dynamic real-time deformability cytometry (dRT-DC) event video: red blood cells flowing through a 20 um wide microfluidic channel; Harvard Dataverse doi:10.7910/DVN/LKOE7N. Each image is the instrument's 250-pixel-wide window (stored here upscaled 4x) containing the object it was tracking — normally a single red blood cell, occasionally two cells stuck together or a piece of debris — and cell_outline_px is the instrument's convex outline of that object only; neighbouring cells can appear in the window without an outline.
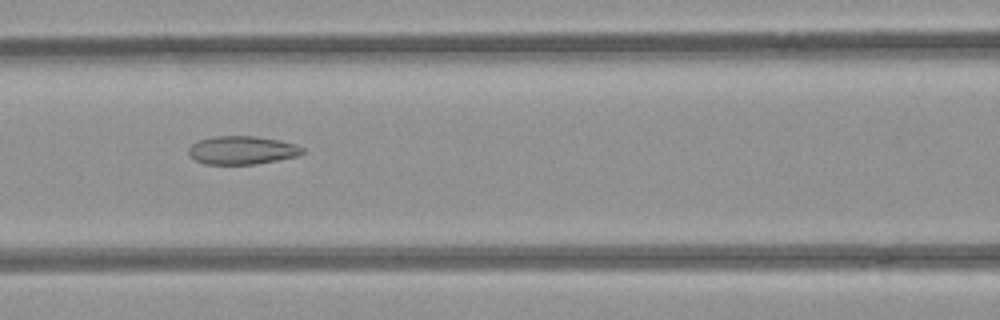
{"species": "common noctule bat (a hibernating species)", "species_latin": "Nyctalus noctula", "temperature_condition": "room temperature", "stored_images_in_passage": 47, "camera_frame_rate_fps": 3000, "um_per_image_px": 0.085, "animal": {"sex": "female", "body_mass_g": 21.9}, "frame": {"image": 1, "passage_image": 22, "time_ms": 7.0, "image_size_px": [1000, 320], "cell_outline_px": [[304, 152], [296, 156], [256, 164], [204, 164], [196, 160], [188, 152], [188, 148], [192, 144], [200, 140], [216, 136], [256, 136], [280, 140], [296, 144], [304, 148]], "centroid_in_image_um": [20.59, 12.76], "position_along_channel_um": 146.0, "area_um2": 18.67}}
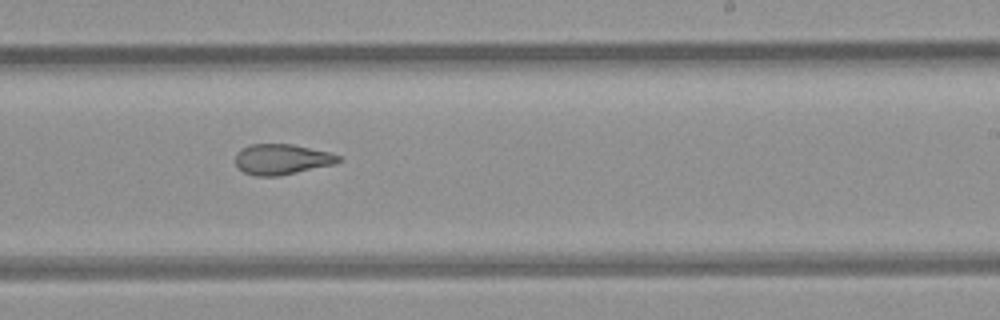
{"frame": {"image": 2, "passage_image": 31, "time_ms": 10.0, "image_size_px": [1000, 320], "cell_outline_px": [[344, 160], [332, 164], [280, 176], [256, 176], [244, 172], [236, 164], [236, 156], [248, 144], [292, 144], [328, 152], [340, 156]], "centroid_in_image_um": [23.97, 13.54], "position_along_channel_um": 265.0, "area_um2": 18.03}}
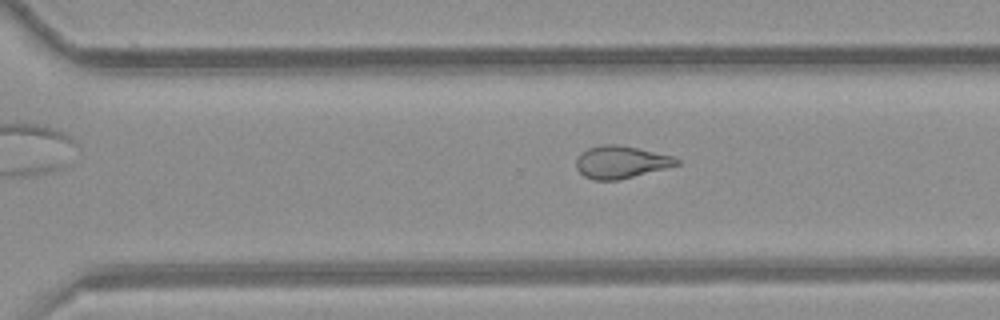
{"frame": {"image": 3, "passage_image": 35, "time_ms": 11.333, "image_size_px": [1000, 320], "cell_outline_px": [[680, 164], [616, 180], [592, 180], [584, 176], [576, 168], [576, 160], [588, 148], [604, 144], [616, 144], [636, 148], [672, 156], [680, 160]], "centroid_in_image_um": [52.75, 13.78], "position_along_channel_um": 317.8, "area_um2": 18.5}, "authors_computed_cell_mechanics": {"area_um2": 20.4612, "velocity_mm_per_s": 3.976, "shape_relaxation_time_tau1_ms": null, "shape_relaxation_time_tau2_ms": 2.5458, "deformation_change_tau1": null, "deformation_change_tau2": 0.106}}